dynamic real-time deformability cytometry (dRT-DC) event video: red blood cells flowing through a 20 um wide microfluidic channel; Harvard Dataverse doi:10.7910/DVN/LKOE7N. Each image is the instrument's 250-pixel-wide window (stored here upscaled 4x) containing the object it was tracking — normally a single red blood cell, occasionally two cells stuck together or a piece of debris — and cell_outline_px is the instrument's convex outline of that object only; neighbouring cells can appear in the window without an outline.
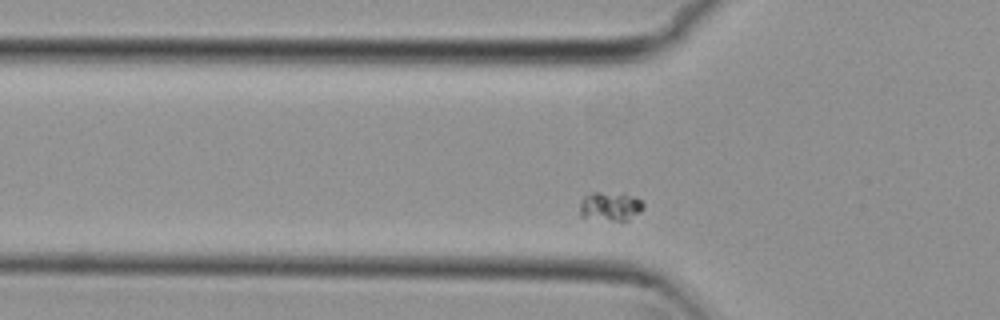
{"species": "common noctule bat (a hibernating species)", "species_latin": "Nyctalus noctula", "temperature_condition": "cold", "stored_images_in_passage": 46, "camera_frame_rate_fps": 3000, "um_per_image_px": 0.085, "animal": {"sex": "female", "body_mass_g": 29.2, "forearm_length_mm": 56.3}, "frame": {"image": 1, "passage_image": 6, "time_ms": 1.667, "image_size_px": [1000, 320], "cell_outline_px": [[644, 208], [640, 212], [628, 220], [612, 220], [580, 216], [580, 200], [584, 196], [592, 192], [624, 192], [636, 196], [644, 204]], "centroid_in_image_um": [51.9, 17.49], "position_along_channel_um": 73.9, "area_um2": 10.92}}
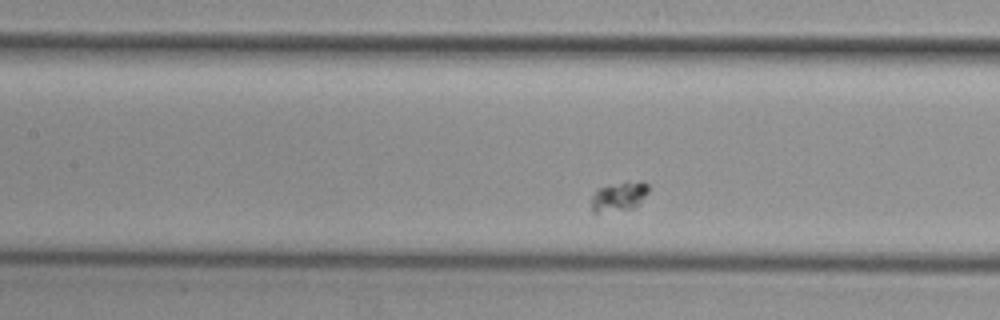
{"frame": {"image": 2, "passage_image": 13, "time_ms": 4.0, "image_size_px": [1000, 320], "cell_outline_px": [[648, 192], [640, 204], [636, 208], [596, 216], [592, 212], [592, 196], [596, 188], [608, 184], [624, 180], [644, 180], [648, 184]], "centroid_in_image_um": [52.6, 16.71], "position_along_channel_um": 154.8, "area_um2": 10.87}}
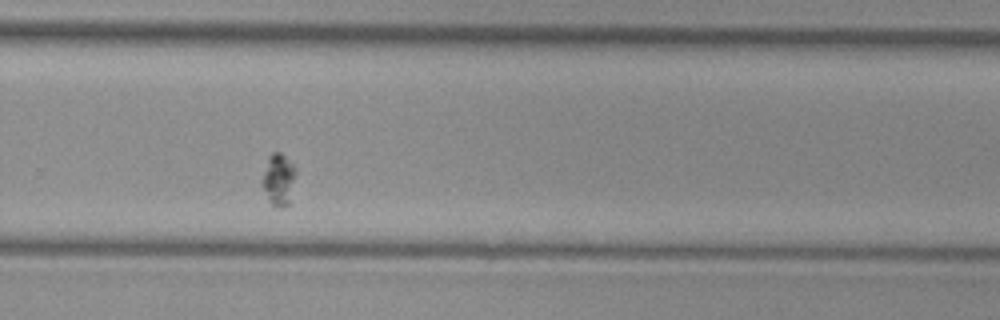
{"frame": {"image": 3, "passage_image": 26, "time_ms": 8.333, "image_size_px": [1000, 320], "cell_outline_px": [[296, 172], [288, 204], [280, 208], [276, 208], [268, 200], [260, 184], [260, 180], [268, 156], [272, 152], [280, 152], [296, 168]], "centroid_in_image_um": [23.63, 15.25], "position_along_channel_um": 306.2, "area_um2": 10.23}}